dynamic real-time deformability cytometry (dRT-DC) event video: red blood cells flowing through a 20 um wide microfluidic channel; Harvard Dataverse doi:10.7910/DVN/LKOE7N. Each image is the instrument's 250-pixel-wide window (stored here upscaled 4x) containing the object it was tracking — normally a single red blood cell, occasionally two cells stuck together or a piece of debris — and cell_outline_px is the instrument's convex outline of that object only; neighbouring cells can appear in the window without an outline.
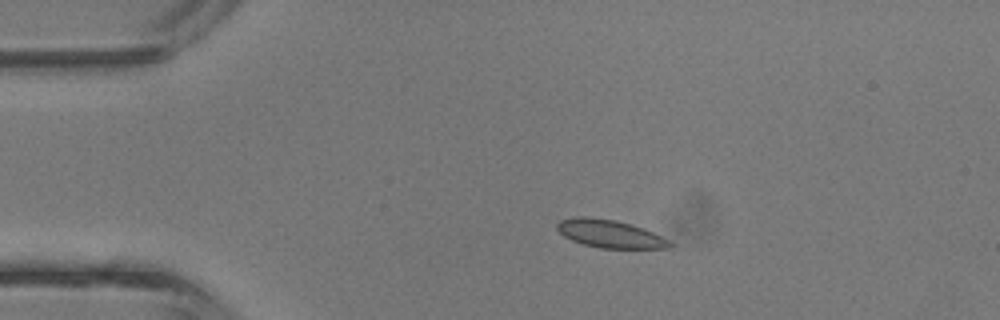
{"species": "common noctule bat (a hibernating species)", "species_latin": "Nyctalus noctula", "temperature_condition": "room temperature", "stored_images_in_passage": 34, "camera_frame_rate_fps": 3000, "um_per_image_px": 0.085, "animal": {"sex": "male", "body_mass_g": 13.3}, "frame": {"image": 1, "passage_image": 1, "time_ms": 0.0, "image_size_px": [1000, 320], "cell_outline_px": [[672, 248], [600, 248], [584, 244], [572, 240], [564, 236], [556, 228], [556, 224], [560, 220], [576, 216], [584, 216], [616, 220], [632, 224], [644, 228], [668, 240], [672, 244]], "centroid_in_image_um": [51.82, 19.86], "position_along_channel_um": 33.2, "area_um2": 18.26}}
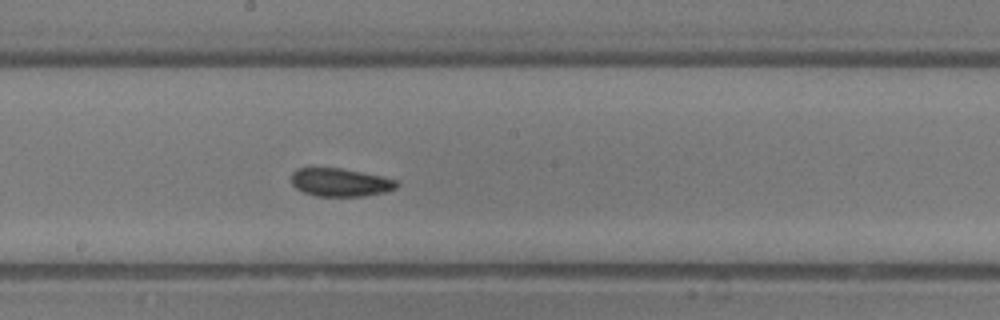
{"frame": {"image": 2, "passage_image": 15, "time_ms": 4.667, "image_size_px": [1000, 320], "cell_outline_px": [[400, 184], [396, 188], [384, 192], [364, 196], [316, 196], [304, 192], [296, 188], [292, 184], [292, 172], [296, 168], [340, 168], [400, 180]], "centroid_in_image_um": [28.94, 15.5], "position_along_channel_um": 219.3, "area_um2": 17.28}}
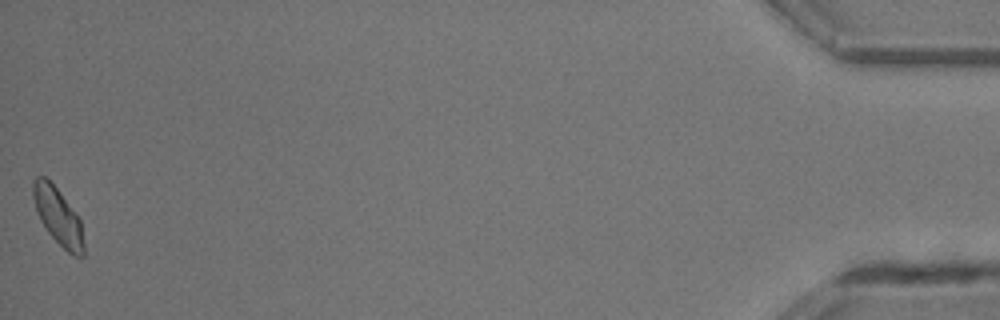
{"frame": {"image": 3, "passage_image": 34, "time_ms": 11.0, "image_size_px": [1000, 320], "cell_outline_px": [[84, 256], [76, 256], [68, 252], [48, 232], [40, 220], [32, 196], [32, 180], [36, 176], [44, 176], [56, 188], [80, 220], [84, 244]], "centroid_in_image_um": [4.91, 18.38], "position_along_channel_um": 430.3, "area_um2": 16.36}, "authors_computed_cell_mechanics": {"area_um2": 17.2533, "velocity_mm_per_s": 4.9564, "shape_relaxation_time_tau1_ms": 1.9549, "shape_relaxation_time_tau2_ms": 3.975, "deformation_change_tau1": 0.0709, "deformation_change_tau2": 0.071}}